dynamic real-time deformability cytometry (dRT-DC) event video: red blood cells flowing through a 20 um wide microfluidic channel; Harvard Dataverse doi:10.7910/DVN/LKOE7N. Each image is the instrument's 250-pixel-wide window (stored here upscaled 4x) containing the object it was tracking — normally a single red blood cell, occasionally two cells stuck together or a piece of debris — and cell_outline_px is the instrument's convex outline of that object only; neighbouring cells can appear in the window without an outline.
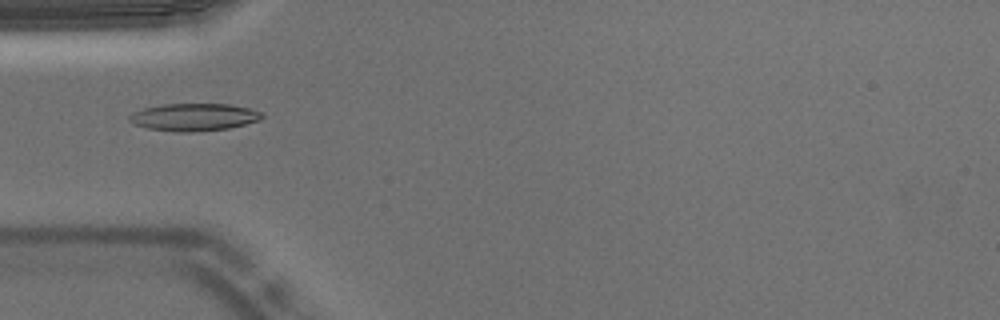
{"species": "Egyptian fruit bat (a non-hibernating species)", "species_latin": "Rousettus aegyptiacus", "temperature_condition": "warm", "stored_images_in_passage": 16, "camera_frame_rate_fps": 3000, "um_per_image_px": 0.085, "animal": {"sex": "male"}, "frame": {"image": 1, "passage_image": 3, "time_ms": 0.667, "image_size_px": [1000, 320], "cell_outline_px": [[252, 120], [240, 124], [220, 128], [160, 128], [160, 108], [184, 104], [212, 104], [240, 108]], "centroid_in_image_um": [17.12, 9.9], "position_along_channel_um": 67.9, "area_um2": 13.53}}